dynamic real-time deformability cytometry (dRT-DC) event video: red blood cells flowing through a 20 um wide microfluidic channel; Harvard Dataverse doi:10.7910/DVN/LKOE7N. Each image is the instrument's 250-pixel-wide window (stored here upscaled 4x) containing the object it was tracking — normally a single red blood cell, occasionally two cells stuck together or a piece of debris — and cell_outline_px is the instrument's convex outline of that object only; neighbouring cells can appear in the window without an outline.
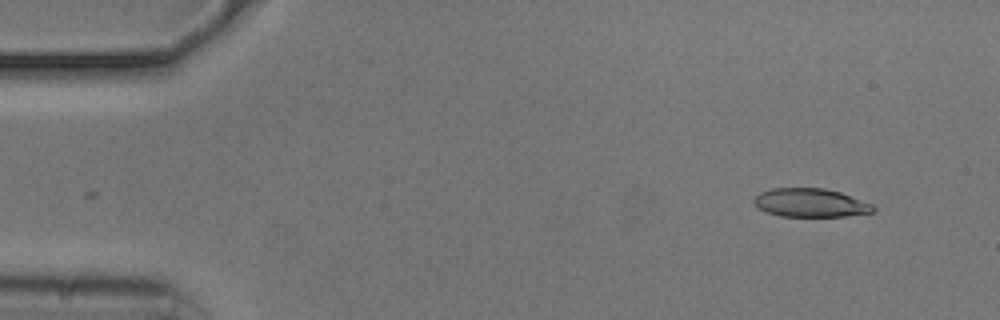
{"species": "common noctule bat (a hibernating species)", "species_latin": "Nyctalus noctula", "temperature_condition": "cold", "stored_images_in_passage": 42, "camera_frame_rate_fps": 3000, "um_per_image_px": 0.085, "animal": {"sex": "male", "body_mass_g": 20.5, "forearm_length_mm": 52.5}, "frame": {"image": 1, "passage_image": 1, "time_ms": 0.0, "image_size_px": [1000, 320], "cell_outline_px": [[876, 208], [872, 212], [844, 216], [780, 216], [764, 212], [756, 208], [752, 200], [760, 192], [772, 188], [824, 188], [840, 192], [872, 204]], "centroid_in_image_um": [68.83, 17.23], "position_along_channel_um": 16.2, "area_um2": 19.88}}
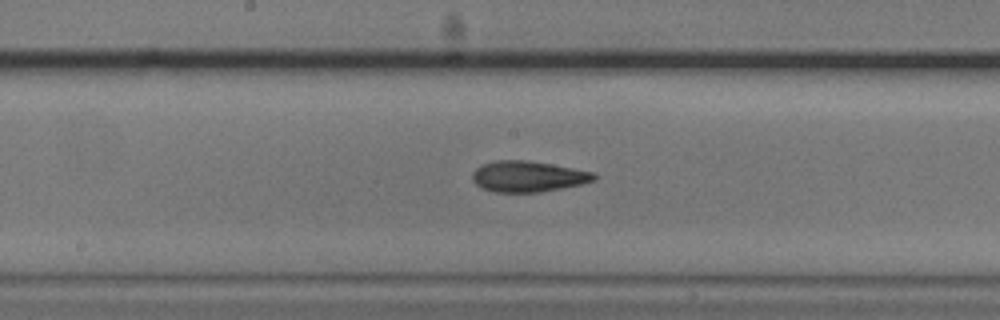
{"frame": {"image": 2, "passage_image": 24, "time_ms": 7.667, "image_size_px": [1000, 320], "cell_outline_px": [[596, 180], [580, 184], [540, 192], [492, 192], [476, 184], [472, 180], [472, 172], [480, 164], [496, 160], [528, 160], [552, 164], [596, 172]], "centroid_in_image_um": [44.87, 14.98], "position_along_channel_um": 203.3, "area_um2": 22.02}}
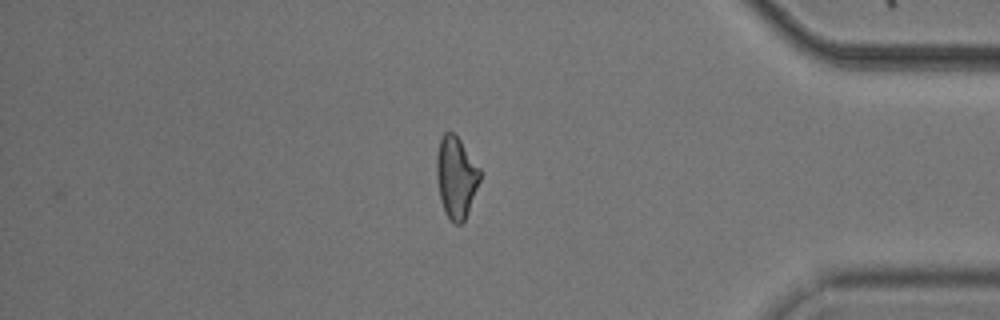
{"frame": {"image": 3, "passage_image": 42, "time_ms": 13.667, "image_size_px": [1000, 320], "cell_outline_px": [[484, 172], [468, 212], [464, 220], [460, 224], [452, 224], [444, 212], [440, 200], [436, 176], [436, 156], [440, 140], [444, 132], [452, 132], [460, 140]], "centroid_in_image_um": [38.79, 15.08], "position_along_channel_um": 396.4, "area_um2": 21.04}, "authors_computed_cell_mechanics": {"area_um2": 21.3571, "velocity_mm_per_s": 3.7302, "shape_relaxation_time_tau1_ms": 4.5133, "shape_relaxation_time_tau2_ms": 3.1961, "deformation_change_tau1": 0.146, "deformation_change_tau2": 0.1164}}